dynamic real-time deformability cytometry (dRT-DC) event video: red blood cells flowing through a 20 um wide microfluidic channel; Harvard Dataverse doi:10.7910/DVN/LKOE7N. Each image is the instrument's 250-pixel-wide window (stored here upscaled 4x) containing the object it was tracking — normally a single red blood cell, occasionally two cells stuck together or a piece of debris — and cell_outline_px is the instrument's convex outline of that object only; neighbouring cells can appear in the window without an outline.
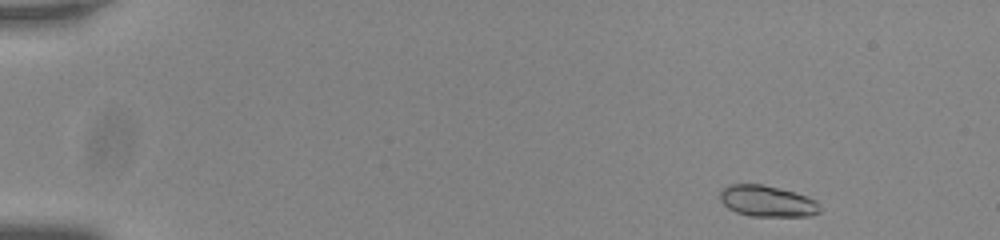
{"species": "common noctule bat (a hibernating species)", "species_latin": "Nyctalus noctula", "temperature_condition": "room temperature", "stored_images_in_passage": 51, "camera_frame_rate_fps": 3000, "um_per_image_px": 0.085, "animal": {"sex": "male", "body_mass_g": 20.0, "forearm_length_mm": 53.3}, "frame": {"image": 1, "passage_image": 1, "time_ms": 0.0, "image_size_px": [1000, 240], "cell_outline_px": [[820, 212], [812, 216], [752, 216], [736, 212], [728, 208], [720, 200], [720, 192], [728, 184], [760, 184], [780, 188], [808, 196], [816, 200], [820, 208]], "centroid_in_image_um": [65.23, 17.1], "position_along_channel_um": 19.8, "area_um2": 18.21}}
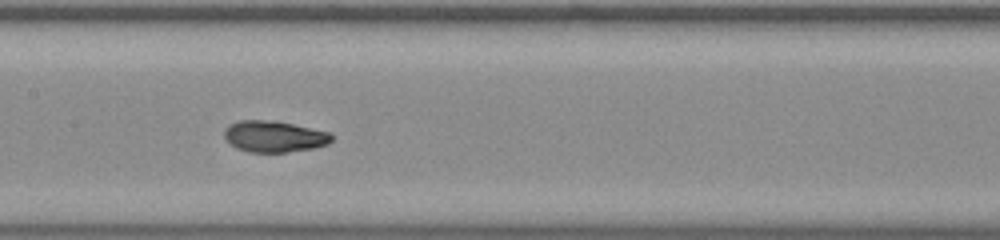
{"frame": {"image": 2, "passage_image": 24, "time_ms": 7.667, "image_size_px": [1000, 240], "cell_outline_px": [[332, 140], [328, 144], [312, 148], [284, 152], [248, 152], [236, 148], [224, 136], [224, 128], [228, 124], [240, 120], [264, 120], [292, 124], [328, 132], [332, 136]], "centroid_in_image_um": [23.26, 11.6], "position_along_channel_um": 184.1, "area_um2": 19.31}}
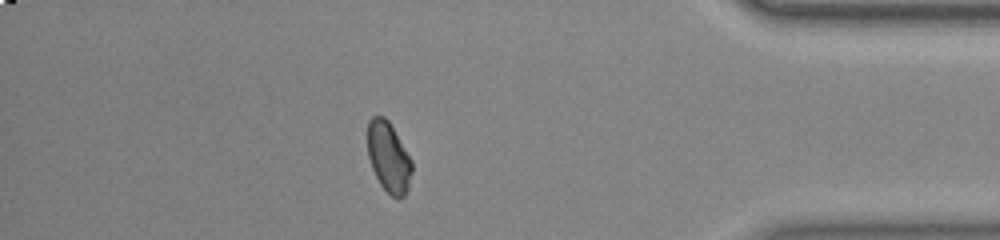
{"frame": {"image": 3, "passage_image": 44, "time_ms": 14.333, "image_size_px": [1000, 240], "cell_outline_px": [[412, 172], [408, 188], [404, 196], [396, 200], [380, 184], [372, 168], [368, 156], [368, 120], [372, 116], [384, 116], [388, 120], [412, 160]], "centroid_in_image_um": [33.04, 13.37], "position_along_channel_um": 402.2, "area_um2": 18.09}, "authors_computed_cell_mechanics": {"area_um2": 18.8428, "velocity_mm_per_s": 3.7374, "shape_relaxation_time_tau1_ms": 6.1557, "shape_relaxation_time_tau2_ms": 0.9265, "deformation_change_tau1": 0.1862, "deformation_change_tau2": 0.0525}}